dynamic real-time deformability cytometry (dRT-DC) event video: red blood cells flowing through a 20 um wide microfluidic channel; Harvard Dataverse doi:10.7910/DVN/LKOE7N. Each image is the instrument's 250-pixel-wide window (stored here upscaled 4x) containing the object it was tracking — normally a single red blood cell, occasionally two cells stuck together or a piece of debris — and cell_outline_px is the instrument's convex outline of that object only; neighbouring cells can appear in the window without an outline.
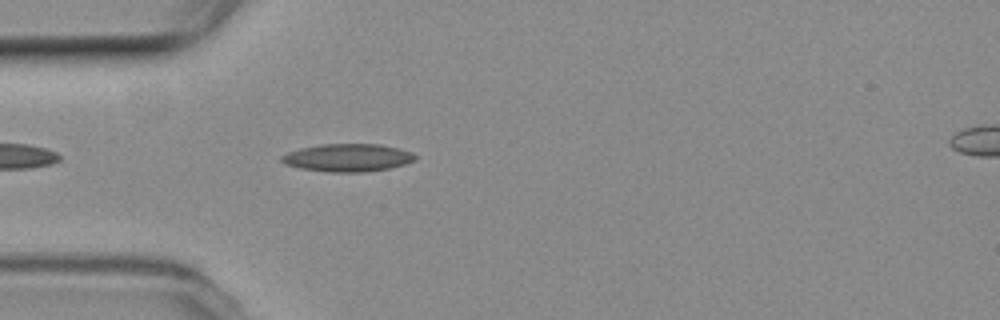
{"species": "common noctule bat (a hibernating species)", "species_latin": "Nyctalus noctula", "temperature_condition": "room temperature", "stored_images_in_passage": 42, "camera_frame_rate_fps": 3000, "um_per_image_px": 0.085, "animal": {"sex": "female", "body_mass_g": 19.3, "forearm_length_mm": 54.1}, "frame": {"image": 1, "passage_image": 4, "time_ms": 1.0, "image_size_px": [1000, 320], "cell_outline_px": [[416, 160], [404, 164], [388, 168], [364, 172], [328, 172], [300, 168], [284, 164], [280, 160], [280, 156], [288, 152], [300, 148], [320, 144], [380, 144], [400, 148], [412, 152], [416, 156]], "centroid_in_image_um": [29.54, 13.4], "position_along_channel_um": 55.5, "area_um2": 21.73}}
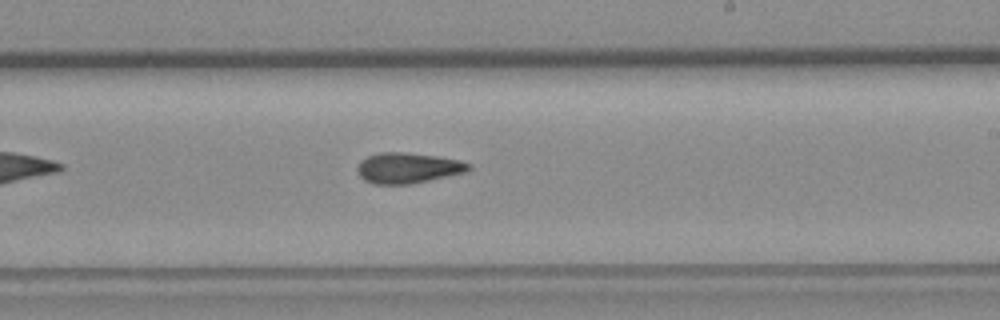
{"frame": {"image": 2, "passage_image": 20, "time_ms": 6.333, "image_size_px": [1000, 320], "cell_outline_px": [[472, 168], [464, 172], [412, 184], [372, 184], [364, 180], [360, 176], [356, 168], [368, 156], [380, 152], [408, 152], [436, 156], [460, 160], [472, 164]], "centroid_in_image_um": [34.69, 14.27], "position_along_channel_um": 254.3, "area_um2": 19.77}}
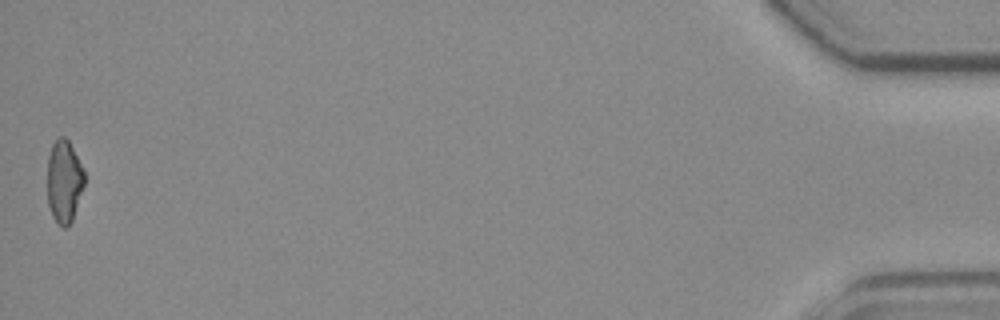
{"frame": {"image": 3, "passage_image": 42, "time_ms": 13.667, "image_size_px": [1000, 320], "cell_outline_px": [[84, 184], [72, 220], [64, 228], [52, 216], [48, 204], [48, 156], [52, 144], [60, 136], [64, 136], [68, 140], [84, 172]], "centroid_in_image_um": [5.43, 15.4], "position_along_channel_um": 429.8, "area_um2": 17.4}, "authors_computed_cell_mechanics": {"area_um2": 19.2763, "velocity_mm_per_s": 3.8119, "shape_relaxation_time_tau1_ms": null, "shape_relaxation_time_tau2_ms": 6.9838, "deformation_change_tau1": null, "deformation_change_tau2": 0.1687}}